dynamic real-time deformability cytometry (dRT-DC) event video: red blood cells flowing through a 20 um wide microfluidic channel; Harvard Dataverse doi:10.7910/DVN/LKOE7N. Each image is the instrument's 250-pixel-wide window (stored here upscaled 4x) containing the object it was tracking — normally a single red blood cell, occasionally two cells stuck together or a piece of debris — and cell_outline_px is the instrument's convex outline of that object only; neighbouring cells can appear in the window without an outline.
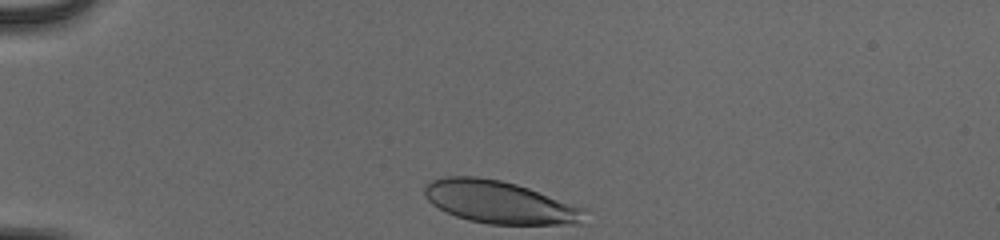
{"species": "human", "species_latin": "Homo sapiens", "temperature_condition": "cold", "stored_images_in_passage": 32, "camera_frame_rate_fps": 3000, "um_per_image_px": 0.085, "donor": {"sex": "male"}, "frame": {"image": 1, "passage_image": 1, "time_ms": 0.0, "image_size_px": [1000, 240], "cell_outline_px": [[588, 224], [488, 224], [468, 220], [456, 216], [432, 204], [424, 196], [424, 188], [432, 180], [448, 176], [476, 176], [500, 180], [516, 184], [528, 188], [584, 208]], "centroid_in_image_um": [42.5, 17.2], "position_along_channel_um": 42.5, "area_um2": 39.59}}
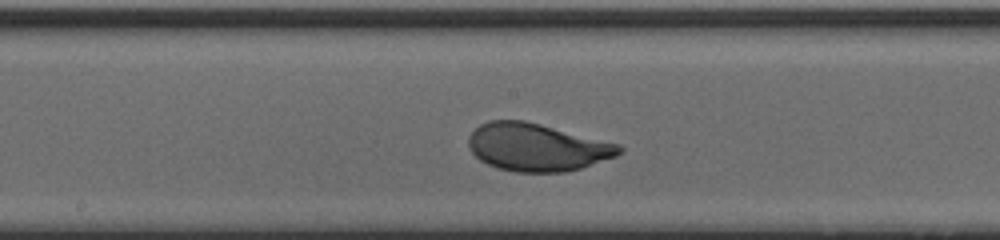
{"frame": {"image": 2, "passage_image": 17, "time_ms": 5.333, "image_size_px": [1000, 240], "cell_outline_px": [[624, 148], [616, 156], [580, 168], [564, 172], [516, 172], [496, 168], [480, 160], [472, 152], [468, 144], [468, 136], [480, 124], [488, 120], [524, 120], [620, 144]], "centroid_in_image_um": [45.62, 12.51], "position_along_channel_um": 202.6, "area_um2": 41.73}}
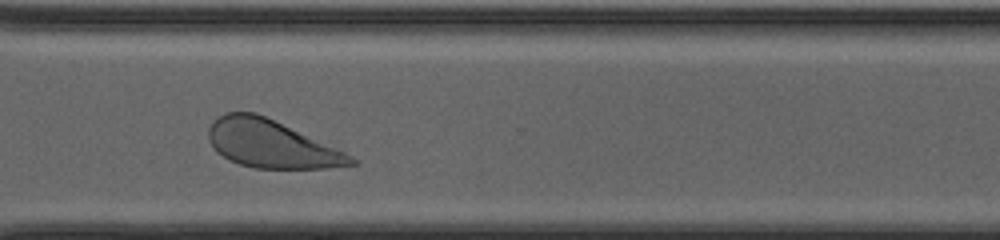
{"frame": {"image": 3, "passage_image": 28, "time_ms": 9.0, "image_size_px": [1000, 240], "cell_outline_px": [[356, 164], [324, 168], [256, 168], [240, 164], [228, 160], [216, 152], [208, 140], [208, 128], [212, 120], [224, 112], [256, 112], [344, 152], [356, 160]], "centroid_in_image_um": [22.95, 12.23], "position_along_channel_um": 347.7, "area_um2": 39.13}, "authors_computed_cell_mechanics": {"area_um2": 41.038, "velocity_mm_per_s": 3.9324, "shape_relaxation_time_tau1_ms": 1.7174, "shape_relaxation_time_tau2_ms": null, "deformation_change_tau1": 0.1236, "deformation_change_tau2": null}}